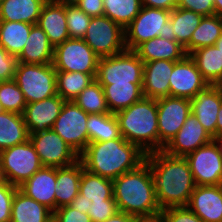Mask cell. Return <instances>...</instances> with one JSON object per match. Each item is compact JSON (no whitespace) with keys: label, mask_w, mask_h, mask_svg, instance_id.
Instances as JSON below:
<instances>
[{"label":"cell","mask_w":222,"mask_h":222,"mask_svg":"<svg viewBox=\"0 0 222 222\" xmlns=\"http://www.w3.org/2000/svg\"><path fill=\"white\" fill-rule=\"evenodd\" d=\"M160 209L187 206L196 184L185 157H175L160 150L146 154Z\"/></svg>","instance_id":"cell-1"},{"label":"cell","mask_w":222,"mask_h":222,"mask_svg":"<svg viewBox=\"0 0 222 222\" xmlns=\"http://www.w3.org/2000/svg\"><path fill=\"white\" fill-rule=\"evenodd\" d=\"M145 159L146 154L122 136L113 140L89 143L79 155L84 169L111 180L137 169Z\"/></svg>","instance_id":"cell-2"},{"label":"cell","mask_w":222,"mask_h":222,"mask_svg":"<svg viewBox=\"0 0 222 222\" xmlns=\"http://www.w3.org/2000/svg\"><path fill=\"white\" fill-rule=\"evenodd\" d=\"M113 198L120 212L134 217L161 211L156 199L151 168L146 161L137 169L113 180Z\"/></svg>","instance_id":"cell-3"},{"label":"cell","mask_w":222,"mask_h":222,"mask_svg":"<svg viewBox=\"0 0 222 222\" xmlns=\"http://www.w3.org/2000/svg\"><path fill=\"white\" fill-rule=\"evenodd\" d=\"M122 137L145 154L159 151L157 100L143 97L115 113Z\"/></svg>","instance_id":"cell-4"},{"label":"cell","mask_w":222,"mask_h":222,"mask_svg":"<svg viewBox=\"0 0 222 222\" xmlns=\"http://www.w3.org/2000/svg\"><path fill=\"white\" fill-rule=\"evenodd\" d=\"M79 194L70 203L92 222H105L119 210L113 198V180L82 170Z\"/></svg>","instance_id":"cell-5"},{"label":"cell","mask_w":222,"mask_h":222,"mask_svg":"<svg viewBox=\"0 0 222 222\" xmlns=\"http://www.w3.org/2000/svg\"><path fill=\"white\" fill-rule=\"evenodd\" d=\"M14 80L26 103H34L57 95L56 70L50 64L18 62Z\"/></svg>","instance_id":"cell-6"},{"label":"cell","mask_w":222,"mask_h":222,"mask_svg":"<svg viewBox=\"0 0 222 222\" xmlns=\"http://www.w3.org/2000/svg\"><path fill=\"white\" fill-rule=\"evenodd\" d=\"M170 12L142 6L139 14L124 29L126 50L134 51L140 44L155 37H169Z\"/></svg>","instance_id":"cell-7"},{"label":"cell","mask_w":222,"mask_h":222,"mask_svg":"<svg viewBox=\"0 0 222 222\" xmlns=\"http://www.w3.org/2000/svg\"><path fill=\"white\" fill-rule=\"evenodd\" d=\"M144 63L134 51L125 50L109 57L99 58L95 80L100 85L114 83H143Z\"/></svg>","instance_id":"cell-8"},{"label":"cell","mask_w":222,"mask_h":222,"mask_svg":"<svg viewBox=\"0 0 222 222\" xmlns=\"http://www.w3.org/2000/svg\"><path fill=\"white\" fill-rule=\"evenodd\" d=\"M2 180L19 187L37 172L42 164L29 140L0 152Z\"/></svg>","instance_id":"cell-9"},{"label":"cell","mask_w":222,"mask_h":222,"mask_svg":"<svg viewBox=\"0 0 222 222\" xmlns=\"http://www.w3.org/2000/svg\"><path fill=\"white\" fill-rule=\"evenodd\" d=\"M83 40L99 58L126 50L124 29L105 15L91 17Z\"/></svg>","instance_id":"cell-10"},{"label":"cell","mask_w":222,"mask_h":222,"mask_svg":"<svg viewBox=\"0 0 222 222\" xmlns=\"http://www.w3.org/2000/svg\"><path fill=\"white\" fill-rule=\"evenodd\" d=\"M99 57L83 39H67L54 47L53 66L56 71L82 72L97 75Z\"/></svg>","instance_id":"cell-11"},{"label":"cell","mask_w":222,"mask_h":222,"mask_svg":"<svg viewBox=\"0 0 222 222\" xmlns=\"http://www.w3.org/2000/svg\"><path fill=\"white\" fill-rule=\"evenodd\" d=\"M88 113L74 101H65L52 129L80 155L89 144Z\"/></svg>","instance_id":"cell-12"},{"label":"cell","mask_w":222,"mask_h":222,"mask_svg":"<svg viewBox=\"0 0 222 222\" xmlns=\"http://www.w3.org/2000/svg\"><path fill=\"white\" fill-rule=\"evenodd\" d=\"M42 166L66 167L79 161L78 153L72 149L53 129L29 134Z\"/></svg>","instance_id":"cell-13"},{"label":"cell","mask_w":222,"mask_h":222,"mask_svg":"<svg viewBox=\"0 0 222 222\" xmlns=\"http://www.w3.org/2000/svg\"><path fill=\"white\" fill-rule=\"evenodd\" d=\"M185 158L196 186L222 185V154L215 140L199 147Z\"/></svg>","instance_id":"cell-14"},{"label":"cell","mask_w":222,"mask_h":222,"mask_svg":"<svg viewBox=\"0 0 222 222\" xmlns=\"http://www.w3.org/2000/svg\"><path fill=\"white\" fill-rule=\"evenodd\" d=\"M190 114V99L174 96L157 99L159 151L177 134Z\"/></svg>","instance_id":"cell-15"},{"label":"cell","mask_w":222,"mask_h":222,"mask_svg":"<svg viewBox=\"0 0 222 222\" xmlns=\"http://www.w3.org/2000/svg\"><path fill=\"white\" fill-rule=\"evenodd\" d=\"M212 140L213 138L204 129L195 115L191 113L177 134L162 151L171 156L186 157Z\"/></svg>","instance_id":"cell-16"},{"label":"cell","mask_w":222,"mask_h":222,"mask_svg":"<svg viewBox=\"0 0 222 222\" xmlns=\"http://www.w3.org/2000/svg\"><path fill=\"white\" fill-rule=\"evenodd\" d=\"M170 96L192 99L209 84L204 80L195 62L187 55L173 66L169 78Z\"/></svg>","instance_id":"cell-17"},{"label":"cell","mask_w":222,"mask_h":222,"mask_svg":"<svg viewBox=\"0 0 222 222\" xmlns=\"http://www.w3.org/2000/svg\"><path fill=\"white\" fill-rule=\"evenodd\" d=\"M222 104V88L208 85L191 99V113L195 115L208 134L216 139L218 112Z\"/></svg>","instance_id":"cell-18"},{"label":"cell","mask_w":222,"mask_h":222,"mask_svg":"<svg viewBox=\"0 0 222 222\" xmlns=\"http://www.w3.org/2000/svg\"><path fill=\"white\" fill-rule=\"evenodd\" d=\"M65 100L58 94L34 103H27L23 116L29 134L52 129Z\"/></svg>","instance_id":"cell-19"},{"label":"cell","mask_w":222,"mask_h":222,"mask_svg":"<svg viewBox=\"0 0 222 222\" xmlns=\"http://www.w3.org/2000/svg\"><path fill=\"white\" fill-rule=\"evenodd\" d=\"M187 207L203 222H222V185L196 186Z\"/></svg>","instance_id":"cell-20"},{"label":"cell","mask_w":222,"mask_h":222,"mask_svg":"<svg viewBox=\"0 0 222 222\" xmlns=\"http://www.w3.org/2000/svg\"><path fill=\"white\" fill-rule=\"evenodd\" d=\"M56 168L42 166L31 178L18 187L26 196L55 211Z\"/></svg>","instance_id":"cell-21"},{"label":"cell","mask_w":222,"mask_h":222,"mask_svg":"<svg viewBox=\"0 0 222 222\" xmlns=\"http://www.w3.org/2000/svg\"><path fill=\"white\" fill-rule=\"evenodd\" d=\"M176 62L155 60L144 63L142 91L144 97L159 99L170 96L169 78Z\"/></svg>","instance_id":"cell-22"},{"label":"cell","mask_w":222,"mask_h":222,"mask_svg":"<svg viewBox=\"0 0 222 222\" xmlns=\"http://www.w3.org/2000/svg\"><path fill=\"white\" fill-rule=\"evenodd\" d=\"M37 25L54 47L70 38L66 23V6L56 1H47L44 4Z\"/></svg>","instance_id":"cell-23"},{"label":"cell","mask_w":222,"mask_h":222,"mask_svg":"<svg viewBox=\"0 0 222 222\" xmlns=\"http://www.w3.org/2000/svg\"><path fill=\"white\" fill-rule=\"evenodd\" d=\"M134 52L143 63L155 60L178 62L188 55L185 48L170 36L152 38L140 44Z\"/></svg>","instance_id":"cell-24"},{"label":"cell","mask_w":222,"mask_h":222,"mask_svg":"<svg viewBox=\"0 0 222 222\" xmlns=\"http://www.w3.org/2000/svg\"><path fill=\"white\" fill-rule=\"evenodd\" d=\"M54 46L48 36L37 25H33L25 47L17 56L18 62L25 64H50L53 62Z\"/></svg>","instance_id":"cell-25"},{"label":"cell","mask_w":222,"mask_h":222,"mask_svg":"<svg viewBox=\"0 0 222 222\" xmlns=\"http://www.w3.org/2000/svg\"><path fill=\"white\" fill-rule=\"evenodd\" d=\"M83 169L84 166L80 160L70 166L56 168L55 210L70 205L79 194Z\"/></svg>","instance_id":"cell-26"},{"label":"cell","mask_w":222,"mask_h":222,"mask_svg":"<svg viewBox=\"0 0 222 222\" xmlns=\"http://www.w3.org/2000/svg\"><path fill=\"white\" fill-rule=\"evenodd\" d=\"M46 0H0V21L37 24Z\"/></svg>","instance_id":"cell-27"},{"label":"cell","mask_w":222,"mask_h":222,"mask_svg":"<svg viewBox=\"0 0 222 222\" xmlns=\"http://www.w3.org/2000/svg\"><path fill=\"white\" fill-rule=\"evenodd\" d=\"M53 212L26 196L19 189L16 190L11 211L10 222H52Z\"/></svg>","instance_id":"cell-28"},{"label":"cell","mask_w":222,"mask_h":222,"mask_svg":"<svg viewBox=\"0 0 222 222\" xmlns=\"http://www.w3.org/2000/svg\"><path fill=\"white\" fill-rule=\"evenodd\" d=\"M189 56L209 85H218L221 82L222 52L215 45L199 48Z\"/></svg>","instance_id":"cell-29"},{"label":"cell","mask_w":222,"mask_h":222,"mask_svg":"<svg viewBox=\"0 0 222 222\" xmlns=\"http://www.w3.org/2000/svg\"><path fill=\"white\" fill-rule=\"evenodd\" d=\"M101 86L103 87L110 113L115 114L122 109L128 108L144 97L142 84L128 82Z\"/></svg>","instance_id":"cell-30"},{"label":"cell","mask_w":222,"mask_h":222,"mask_svg":"<svg viewBox=\"0 0 222 222\" xmlns=\"http://www.w3.org/2000/svg\"><path fill=\"white\" fill-rule=\"evenodd\" d=\"M29 140L23 114L5 111L0 114V152Z\"/></svg>","instance_id":"cell-31"},{"label":"cell","mask_w":222,"mask_h":222,"mask_svg":"<svg viewBox=\"0 0 222 222\" xmlns=\"http://www.w3.org/2000/svg\"><path fill=\"white\" fill-rule=\"evenodd\" d=\"M202 18L191 10L176 7L170 12L169 36L185 48Z\"/></svg>","instance_id":"cell-32"},{"label":"cell","mask_w":222,"mask_h":222,"mask_svg":"<svg viewBox=\"0 0 222 222\" xmlns=\"http://www.w3.org/2000/svg\"><path fill=\"white\" fill-rule=\"evenodd\" d=\"M222 35V16H203L198 27L192 33L190 43L185 47L186 53L206 46H214Z\"/></svg>","instance_id":"cell-33"},{"label":"cell","mask_w":222,"mask_h":222,"mask_svg":"<svg viewBox=\"0 0 222 222\" xmlns=\"http://www.w3.org/2000/svg\"><path fill=\"white\" fill-rule=\"evenodd\" d=\"M32 26L25 22L0 21V46L17 57L25 47Z\"/></svg>","instance_id":"cell-34"},{"label":"cell","mask_w":222,"mask_h":222,"mask_svg":"<svg viewBox=\"0 0 222 222\" xmlns=\"http://www.w3.org/2000/svg\"><path fill=\"white\" fill-rule=\"evenodd\" d=\"M87 130L89 143L120 138V128L114 113L88 114Z\"/></svg>","instance_id":"cell-35"},{"label":"cell","mask_w":222,"mask_h":222,"mask_svg":"<svg viewBox=\"0 0 222 222\" xmlns=\"http://www.w3.org/2000/svg\"><path fill=\"white\" fill-rule=\"evenodd\" d=\"M95 78L82 72L56 71L57 94L65 101H73Z\"/></svg>","instance_id":"cell-36"},{"label":"cell","mask_w":222,"mask_h":222,"mask_svg":"<svg viewBox=\"0 0 222 222\" xmlns=\"http://www.w3.org/2000/svg\"><path fill=\"white\" fill-rule=\"evenodd\" d=\"M104 15L125 29L139 14L141 0H103Z\"/></svg>","instance_id":"cell-37"},{"label":"cell","mask_w":222,"mask_h":222,"mask_svg":"<svg viewBox=\"0 0 222 222\" xmlns=\"http://www.w3.org/2000/svg\"><path fill=\"white\" fill-rule=\"evenodd\" d=\"M73 101L88 114L110 113L103 87L96 80L87 86Z\"/></svg>","instance_id":"cell-38"},{"label":"cell","mask_w":222,"mask_h":222,"mask_svg":"<svg viewBox=\"0 0 222 222\" xmlns=\"http://www.w3.org/2000/svg\"><path fill=\"white\" fill-rule=\"evenodd\" d=\"M0 103L5 111L23 114L26 102L14 79L0 81Z\"/></svg>","instance_id":"cell-39"},{"label":"cell","mask_w":222,"mask_h":222,"mask_svg":"<svg viewBox=\"0 0 222 222\" xmlns=\"http://www.w3.org/2000/svg\"><path fill=\"white\" fill-rule=\"evenodd\" d=\"M91 17L77 5L66 6V23L71 39H83L87 33Z\"/></svg>","instance_id":"cell-40"},{"label":"cell","mask_w":222,"mask_h":222,"mask_svg":"<svg viewBox=\"0 0 222 222\" xmlns=\"http://www.w3.org/2000/svg\"><path fill=\"white\" fill-rule=\"evenodd\" d=\"M18 187L1 180L0 181V222H10L12 202Z\"/></svg>","instance_id":"cell-41"},{"label":"cell","mask_w":222,"mask_h":222,"mask_svg":"<svg viewBox=\"0 0 222 222\" xmlns=\"http://www.w3.org/2000/svg\"><path fill=\"white\" fill-rule=\"evenodd\" d=\"M165 222H203L187 206L169 207L161 210Z\"/></svg>","instance_id":"cell-42"},{"label":"cell","mask_w":222,"mask_h":222,"mask_svg":"<svg viewBox=\"0 0 222 222\" xmlns=\"http://www.w3.org/2000/svg\"><path fill=\"white\" fill-rule=\"evenodd\" d=\"M52 222H92V220L88 214L81 213L68 205L53 212Z\"/></svg>","instance_id":"cell-43"},{"label":"cell","mask_w":222,"mask_h":222,"mask_svg":"<svg viewBox=\"0 0 222 222\" xmlns=\"http://www.w3.org/2000/svg\"><path fill=\"white\" fill-rule=\"evenodd\" d=\"M177 7L191 10L202 16L215 15L214 0H177Z\"/></svg>","instance_id":"cell-44"},{"label":"cell","mask_w":222,"mask_h":222,"mask_svg":"<svg viewBox=\"0 0 222 222\" xmlns=\"http://www.w3.org/2000/svg\"><path fill=\"white\" fill-rule=\"evenodd\" d=\"M18 59L0 46V81L14 79Z\"/></svg>","instance_id":"cell-45"},{"label":"cell","mask_w":222,"mask_h":222,"mask_svg":"<svg viewBox=\"0 0 222 222\" xmlns=\"http://www.w3.org/2000/svg\"><path fill=\"white\" fill-rule=\"evenodd\" d=\"M77 6L90 17L103 16V0H81Z\"/></svg>","instance_id":"cell-46"},{"label":"cell","mask_w":222,"mask_h":222,"mask_svg":"<svg viewBox=\"0 0 222 222\" xmlns=\"http://www.w3.org/2000/svg\"><path fill=\"white\" fill-rule=\"evenodd\" d=\"M142 6L172 11L177 7V0H141Z\"/></svg>","instance_id":"cell-47"},{"label":"cell","mask_w":222,"mask_h":222,"mask_svg":"<svg viewBox=\"0 0 222 222\" xmlns=\"http://www.w3.org/2000/svg\"><path fill=\"white\" fill-rule=\"evenodd\" d=\"M133 222H165V218L163 212L160 211L148 216H135Z\"/></svg>","instance_id":"cell-48"},{"label":"cell","mask_w":222,"mask_h":222,"mask_svg":"<svg viewBox=\"0 0 222 222\" xmlns=\"http://www.w3.org/2000/svg\"><path fill=\"white\" fill-rule=\"evenodd\" d=\"M134 216L126 214L125 212L118 211L115 215L111 216L105 222H133Z\"/></svg>","instance_id":"cell-49"},{"label":"cell","mask_w":222,"mask_h":222,"mask_svg":"<svg viewBox=\"0 0 222 222\" xmlns=\"http://www.w3.org/2000/svg\"><path fill=\"white\" fill-rule=\"evenodd\" d=\"M222 136V104L218 112L217 124H216V138Z\"/></svg>","instance_id":"cell-50"},{"label":"cell","mask_w":222,"mask_h":222,"mask_svg":"<svg viewBox=\"0 0 222 222\" xmlns=\"http://www.w3.org/2000/svg\"><path fill=\"white\" fill-rule=\"evenodd\" d=\"M215 15L222 16V0H214Z\"/></svg>","instance_id":"cell-51"},{"label":"cell","mask_w":222,"mask_h":222,"mask_svg":"<svg viewBox=\"0 0 222 222\" xmlns=\"http://www.w3.org/2000/svg\"><path fill=\"white\" fill-rule=\"evenodd\" d=\"M81 0H57L59 4L65 5V6H75L77 5Z\"/></svg>","instance_id":"cell-52"},{"label":"cell","mask_w":222,"mask_h":222,"mask_svg":"<svg viewBox=\"0 0 222 222\" xmlns=\"http://www.w3.org/2000/svg\"><path fill=\"white\" fill-rule=\"evenodd\" d=\"M215 46L222 52V35L216 40Z\"/></svg>","instance_id":"cell-53"},{"label":"cell","mask_w":222,"mask_h":222,"mask_svg":"<svg viewBox=\"0 0 222 222\" xmlns=\"http://www.w3.org/2000/svg\"><path fill=\"white\" fill-rule=\"evenodd\" d=\"M215 141L218 143L222 154V136H218Z\"/></svg>","instance_id":"cell-54"},{"label":"cell","mask_w":222,"mask_h":222,"mask_svg":"<svg viewBox=\"0 0 222 222\" xmlns=\"http://www.w3.org/2000/svg\"><path fill=\"white\" fill-rule=\"evenodd\" d=\"M3 112H5V110H4L3 106H2V104L0 103V114L3 113Z\"/></svg>","instance_id":"cell-55"},{"label":"cell","mask_w":222,"mask_h":222,"mask_svg":"<svg viewBox=\"0 0 222 222\" xmlns=\"http://www.w3.org/2000/svg\"><path fill=\"white\" fill-rule=\"evenodd\" d=\"M2 180V174H1V164H0V181Z\"/></svg>","instance_id":"cell-56"},{"label":"cell","mask_w":222,"mask_h":222,"mask_svg":"<svg viewBox=\"0 0 222 222\" xmlns=\"http://www.w3.org/2000/svg\"><path fill=\"white\" fill-rule=\"evenodd\" d=\"M218 86L222 88V80H221V82L218 84Z\"/></svg>","instance_id":"cell-57"}]
</instances>
